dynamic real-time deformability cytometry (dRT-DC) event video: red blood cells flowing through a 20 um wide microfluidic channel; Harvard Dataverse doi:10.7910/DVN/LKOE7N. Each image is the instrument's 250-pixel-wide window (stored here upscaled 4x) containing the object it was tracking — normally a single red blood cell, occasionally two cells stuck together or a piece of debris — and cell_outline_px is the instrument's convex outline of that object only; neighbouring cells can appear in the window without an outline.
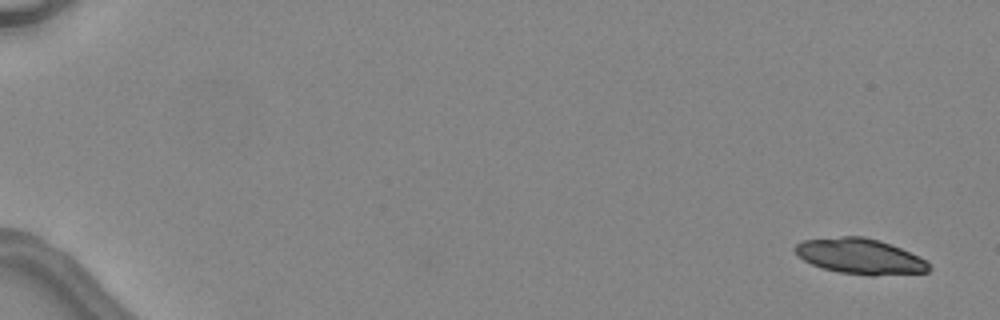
{"species": "common noctule bat (a hibernating species)", "species_latin": "Nyctalus noctula", "temperature_condition": "warm", "stored_images_in_passage": 4, "camera_frame_rate_fps": 3000, "um_per_image_px": 0.085, "animal": {"sex": "female", "body_mass_g": 24.6, "forearm_length_mm": 56.2}, "frame": {"image": 1, "passage_image": 1, "time_ms": 0.0, "image_size_px": [1000, 320], "cell_outline_px": [[932, 268], [928, 272], [876, 276], [868, 276], [840, 272], [820, 268], [796, 256], [792, 248], [796, 244], [804, 240], [844, 236], [864, 236], [880, 240], [900, 248], [924, 260]], "centroid_in_image_um": [73.06, 21.79], "position_along_channel_um": 11.9, "area_um2": 27.8}}
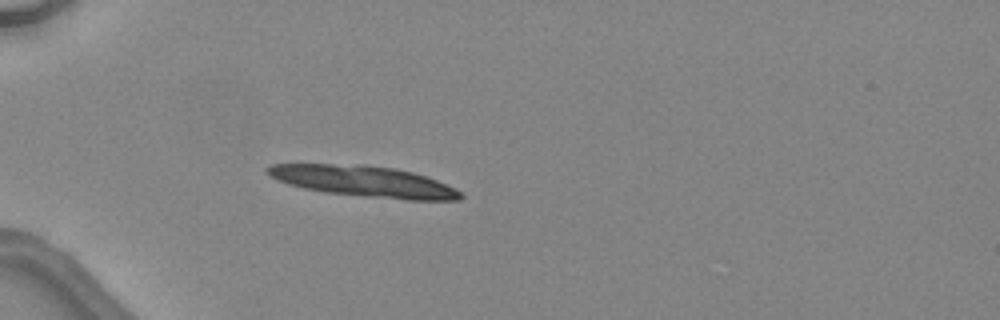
{"frame": {"image": 2, "passage_image": 4, "time_ms": 4.667, "image_size_px": [1000, 320], "cell_outline_px": [[464, 196], [460, 200], [408, 200], [364, 196], [324, 192], [304, 188], [288, 184], [264, 172], [264, 168], [272, 164], [364, 164], [396, 168], [412, 172], [436, 180], [456, 188]], "centroid_in_image_um": [30.94, 15.41], "position_along_channel_um": 54.1, "area_um2": 34.85}}